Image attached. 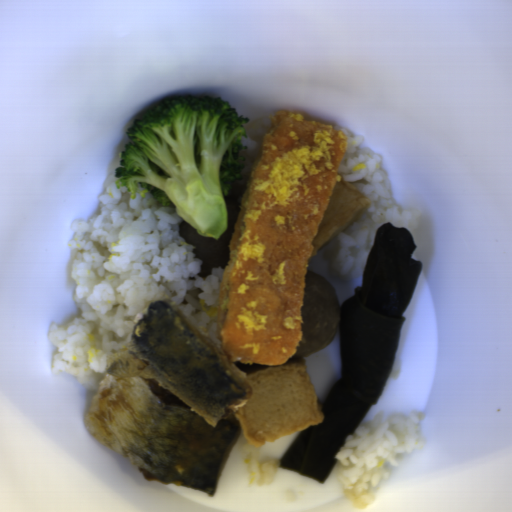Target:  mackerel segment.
Instances as JSON below:
<instances>
[{"label":"mackerel segment","mask_w":512,"mask_h":512,"mask_svg":"<svg viewBox=\"0 0 512 512\" xmlns=\"http://www.w3.org/2000/svg\"><path fill=\"white\" fill-rule=\"evenodd\" d=\"M92 397L84 428L148 480L215 494L254 392L167 302L149 303Z\"/></svg>","instance_id":"obj_1"}]
</instances>
